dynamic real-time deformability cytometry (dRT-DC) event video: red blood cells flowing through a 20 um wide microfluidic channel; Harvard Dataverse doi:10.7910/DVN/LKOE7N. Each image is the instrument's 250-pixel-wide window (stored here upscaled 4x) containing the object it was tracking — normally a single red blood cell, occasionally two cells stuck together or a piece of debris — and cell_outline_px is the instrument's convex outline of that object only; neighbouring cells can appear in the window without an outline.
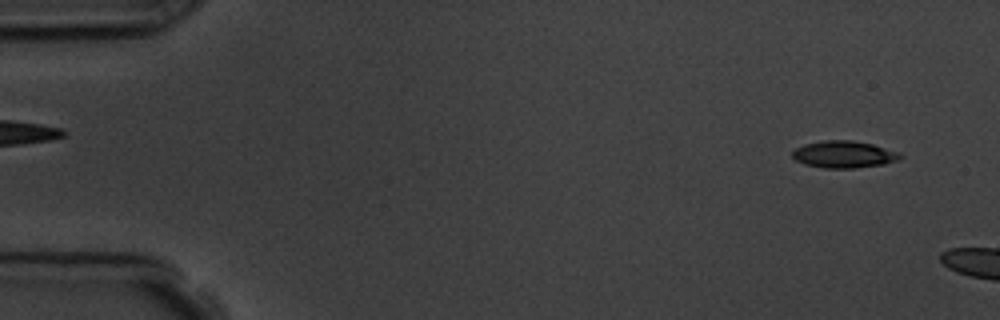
{"species": "common noctule bat (a hibernating species)", "species_latin": "Nyctalus noctula", "temperature_condition": "room temperature", "stored_images_in_passage": 7, "camera_frame_rate_fps": 3000, "um_per_image_px": 0.085, "animal": {"sex": "male", "body_mass_g": 19.5, "forearm_length_mm": 54.6}, "frame": {"image": 1, "passage_image": 3, "time_ms": 0.667, "image_size_px": [1000, 320], "cell_outline_px": [[904, 156], [896, 160], [884, 164], [856, 168], [824, 168], [804, 164], [796, 160], [792, 156], [792, 152], [796, 148], [804, 144], [824, 140], [852, 140], [872, 144], [900, 152]], "centroid_in_image_um": [71.74, 13.12], "position_along_channel_um": 13.3, "area_um2": 16.99}}